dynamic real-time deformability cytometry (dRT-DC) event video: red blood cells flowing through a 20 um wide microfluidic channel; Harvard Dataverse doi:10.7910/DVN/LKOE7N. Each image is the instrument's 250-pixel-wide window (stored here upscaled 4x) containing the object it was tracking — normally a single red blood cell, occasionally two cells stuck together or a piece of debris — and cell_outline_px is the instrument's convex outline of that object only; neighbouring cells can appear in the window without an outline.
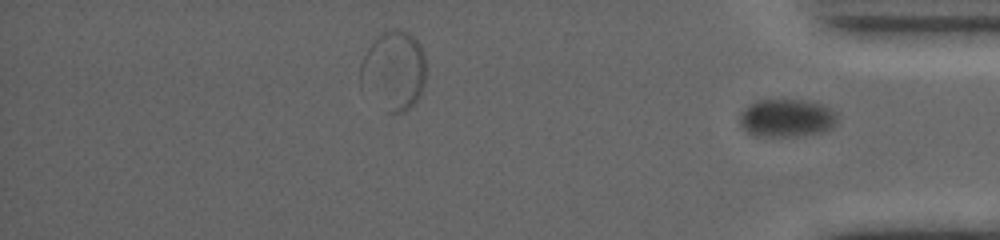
{"species": "common noctule bat (a hibernating species)", "species_latin": "Nyctalus noctula", "temperature_condition": "warm", "stored_images_in_passage": 30, "segment_of_instrument_passage": [2, 2], "camera_frame_rate_fps": 5000, "um_per_image_px": 0.085, "animal": {"sex": "female", "body_mass_g": 19.0, "forearm_length_mm": 53.3}, "frame": {"image": 1, "passage_image": 30, "time_ms": 13.6, "image_size_px": [1000, 240], "cell_outline_px": [[836, 120], [828, 128], [820, 132], [796, 136], [756, 136], [748, 132], [740, 124], [740, 116], [744, 108], [748, 104], [756, 100], [808, 100], [820, 104], [836, 112]], "centroid_in_image_um": [66.81, 10.02], "position_along_channel_um": 368.4, "area_um2": 21.27}}